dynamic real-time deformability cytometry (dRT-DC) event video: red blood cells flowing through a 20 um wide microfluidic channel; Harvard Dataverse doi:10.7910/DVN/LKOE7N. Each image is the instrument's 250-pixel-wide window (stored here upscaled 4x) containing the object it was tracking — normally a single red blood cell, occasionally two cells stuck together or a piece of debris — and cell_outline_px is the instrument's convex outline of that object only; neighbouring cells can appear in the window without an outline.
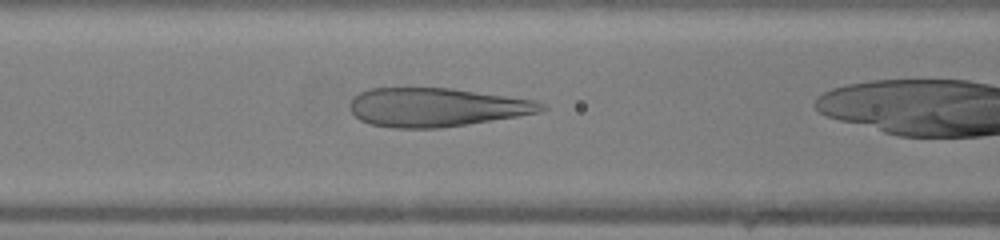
{"species": "human", "species_latin": "Homo sapiens", "temperature_condition": "warm", "stored_images_in_passage": 24, "camera_frame_rate_fps": 3000, "um_per_image_px": 0.085, "donor": {"sex": "female"}, "frame": {"image": 1, "passage_image": 5, "time_ms": 1.333, "image_size_px": [1000, 240], "cell_outline_px": [[548, 108], [540, 112], [520, 116], [440, 128], [396, 128], [368, 124], [360, 120], [348, 108], [348, 104], [352, 96], [368, 88], [452, 88], [536, 100], [544, 104]], "centroid_in_image_um": [37.07, 9.11], "position_along_channel_um": 129.5, "area_um2": 43.52}}
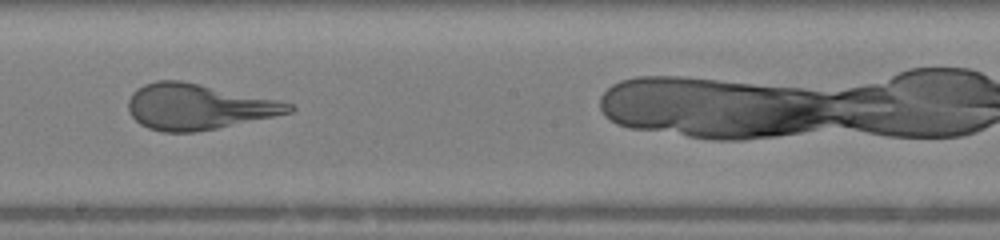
{"frame": {"image": 2, "passage_image": 12, "time_ms": 3.667, "image_size_px": [1000, 240], "cell_outline_px": [[296, 108], [292, 112], [216, 128], [196, 132], [164, 132], [148, 128], [140, 124], [128, 112], [128, 100], [132, 92], [136, 88], [144, 84], [156, 80], [180, 80], [276, 100], [292, 104]], "centroid_in_image_um": [16.77, 9.07], "position_along_channel_um": 231.4, "area_um2": 42.31}}
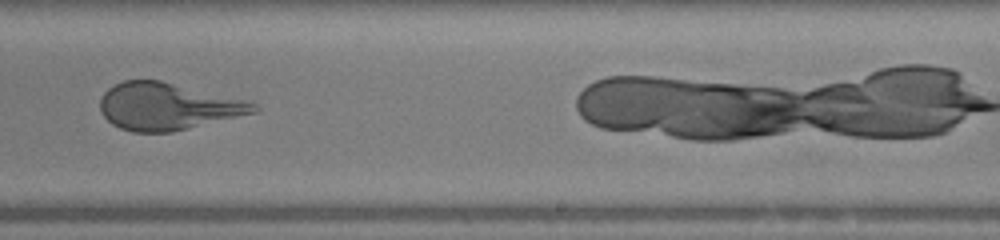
{"frame": {"image": 3, "passage_image": 15, "time_ms": 4.667, "image_size_px": [1000, 240], "cell_outline_px": [[260, 108], [256, 112], [172, 132], [132, 132], [120, 128], [112, 124], [100, 112], [100, 96], [112, 84], [124, 80], [160, 80], [248, 100], [256, 104]], "centroid_in_image_um": [14.22, 9.03], "position_along_channel_um": 274.8, "area_um2": 42.25}}